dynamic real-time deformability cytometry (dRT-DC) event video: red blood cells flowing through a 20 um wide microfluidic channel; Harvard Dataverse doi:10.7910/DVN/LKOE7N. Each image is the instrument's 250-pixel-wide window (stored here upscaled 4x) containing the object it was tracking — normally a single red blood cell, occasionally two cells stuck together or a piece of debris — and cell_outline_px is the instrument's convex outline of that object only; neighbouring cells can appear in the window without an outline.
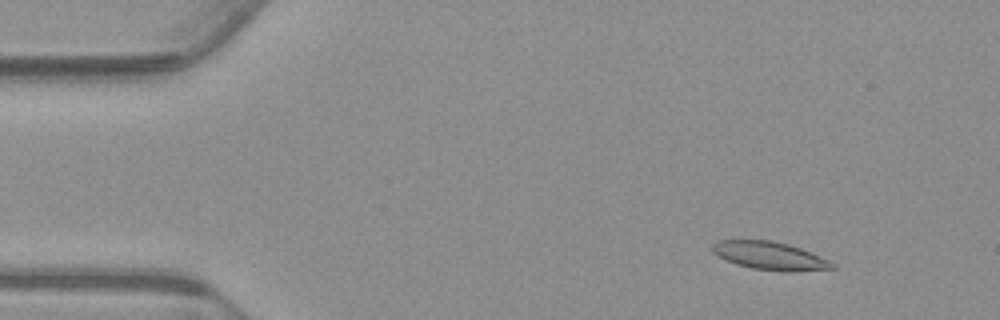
{"species": "common noctule bat (a hibernating species)", "species_latin": "Nyctalus noctula", "temperature_condition": "warm", "stored_images_in_passage": 56, "camera_frame_rate_fps": 3000, "um_per_image_px": 0.085, "animal": {"sex": "male", "body_mass_g": 23.1, "forearm_length_mm": 52.7}, "frame": {"image": 1, "passage_image": 7, "time_ms": 2.0, "image_size_px": [1000, 320], "cell_outline_px": [[836, 268], [792, 272], [784, 272], [752, 268], [736, 264], [724, 260], [712, 252], [712, 244], [716, 240], [772, 240], [788, 244], [800, 248], [820, 256], [836, 264]], "centroid_in_image_um": [65.42, 21.74], "position_along_channel_um": 19.6, "area_um2": 19.77}}
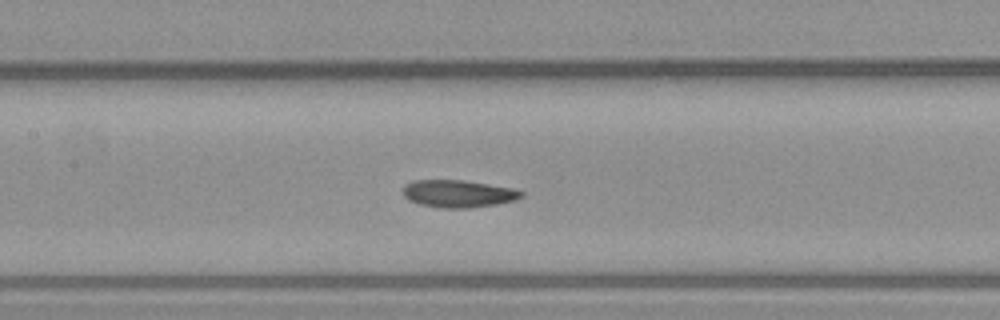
{"frame": {"image": 2, "passage_image": 26, "time_ms": 8.333, "image_size_px": [1000, 320], "cell_outline_px": [[524, 196], [516, 200], [496, 204], [468, 208], [440, 208], [420, 204], [408, 200], [404, 196], [404, 184], [412, 180], [464, 180], [512, 188], [524, 192]], "centroid_in_image_um": [38.95, 16.46], "position_along_channel_um": 168.5, "area_um2": 18.96}}
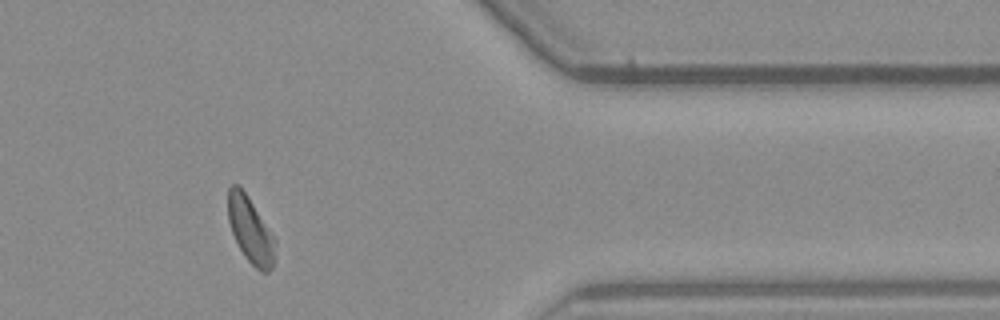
{"frame": {"image": 3, "passage_image": 46, "time_ms": 15.0, "image_size_px": [1000, 320], "cell_outline_px": [[276, 240], [272, 268], [268, 272], [260, 272], [244, 256], [232, 232], [228, 220], [228, 188], [232, 184], [240, 184], [276, 236]], "centroid_in_image_um": [21.31, 19.51], "position_along_channel_um": 390.1, "area_um2": 18.44}, "authors_computed_cell_mechanics": {"area_um2": 19.1318, "velocity_mm_per_s": 3.7148, "shape_relaxation_time_tau1_ms": 8.6166, "shape_relaxation_time_tau2_ms": 4.7634, "deformation_change_tau1": 0.1991, "deformation_change_tau2": 0.1149}}